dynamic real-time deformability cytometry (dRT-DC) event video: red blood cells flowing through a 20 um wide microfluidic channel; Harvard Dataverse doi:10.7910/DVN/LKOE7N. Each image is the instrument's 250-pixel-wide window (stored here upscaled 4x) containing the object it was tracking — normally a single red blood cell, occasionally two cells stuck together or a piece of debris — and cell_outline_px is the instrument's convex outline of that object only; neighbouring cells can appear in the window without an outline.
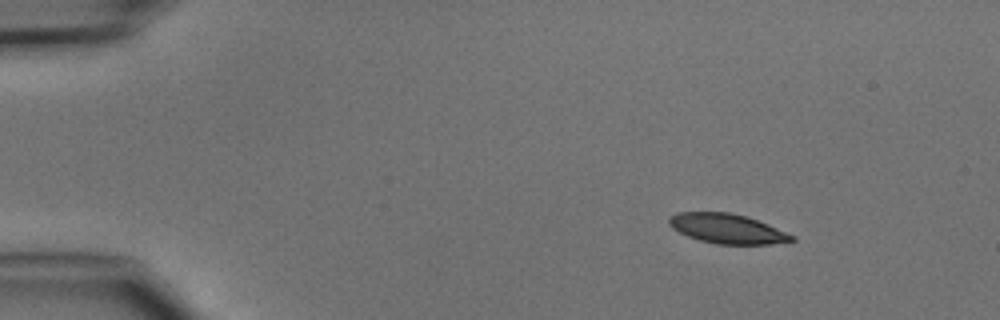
{"species": "common noctule bat (a hibernating species)", "species_latin": "Nyctalus noctula", "temperature_condition": "cold", "stored_images_in_passage": 4, "camera_frame_rate_fps": 3000, "um_per_image_px": 0.085, "animal": {"sex": "male", "body_mass_g": 15.6}, "frame": {"image": 1, "passage_image": 1, "time_ms": 0.0, "image_size_px": [1000, 320], "cell_outline_px": [[796, 240], [772, 244], [716, 244], [700, 240], [688, 236], [672, 228], [668, 224], [668, 216], [676, 212], [728, 212], [744, 216], [768, 224], [796, 236]], "centroid_in_image_um": [61.8, 19.43], "position_along_channel_um": 23.2, "area_um2": 21.21}}